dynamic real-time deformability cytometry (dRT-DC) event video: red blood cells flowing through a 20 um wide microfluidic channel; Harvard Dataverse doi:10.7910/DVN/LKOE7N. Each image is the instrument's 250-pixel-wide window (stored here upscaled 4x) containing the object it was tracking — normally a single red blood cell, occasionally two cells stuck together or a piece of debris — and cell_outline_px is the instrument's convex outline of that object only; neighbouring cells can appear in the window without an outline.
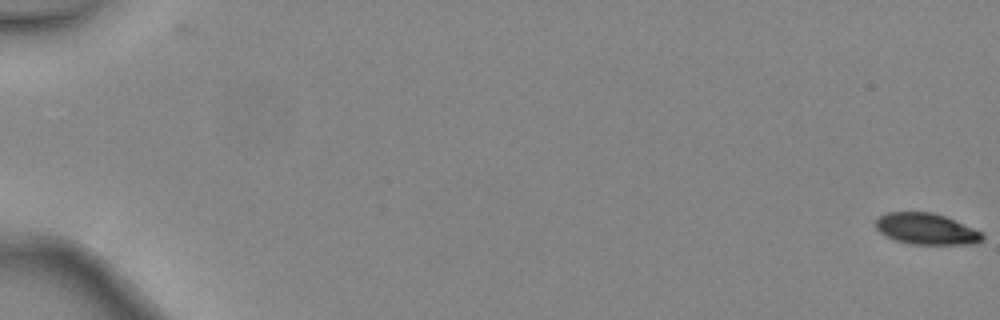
{"species": "common noctule bat (a hibernating species)", "species_latin": "Nyctalus noctula", "temperature_condition": "warm", "stored_images_in_passage": 49, "camera_frame_rate_fps": 3000, "um_per_image_px": 0.085, "animal": {"sex": "female", "body_mass_g": 24.6, "forearm_length_mm": 56.2}, "frame": {"image": 1, "passage_image": 1, "time_ms": 0.0, "image_size_px": [1000, 320], "cell_outline_px": [[984, 240], [976, 244], [912, 244], [896, 240], [880, 232], [876, 228], [876, 220], [880, 216], [888, 212], [932, 212], [944, 216], [984, 232]], "centroid_in_image_um": [78.79, 19.46], "position_along_channel_um": 6.2, "area_um2": 19.36}}
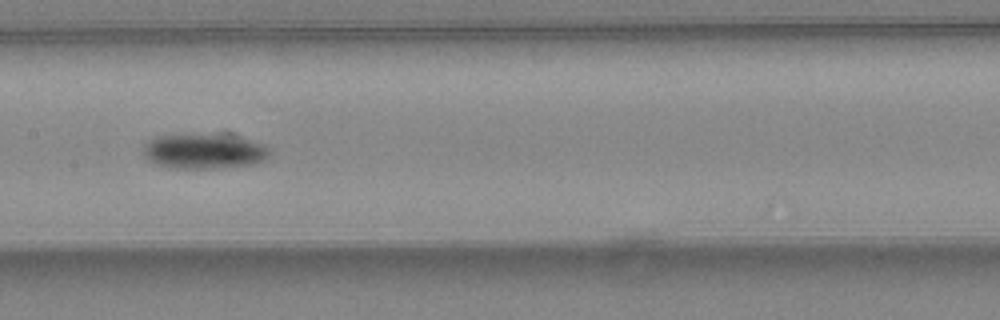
{"frame": {"image": 2, "passage_image": 27, "time_ms": 8.667, "image_size_px": [1000, 320], "cell_outline_px": [[268, 156], [264, 160], [252, 164], [228, 168], [172, 168], [156, 164], [148, 160], [144, 156], [144, 144], [148, 140], [156, 136], [228, 132], [264, 144], [268, 148]], "centroid_in_image_um": [17.37, 12.82], "position_along_channel_um": 190.0, "area_um2": 26.59}}
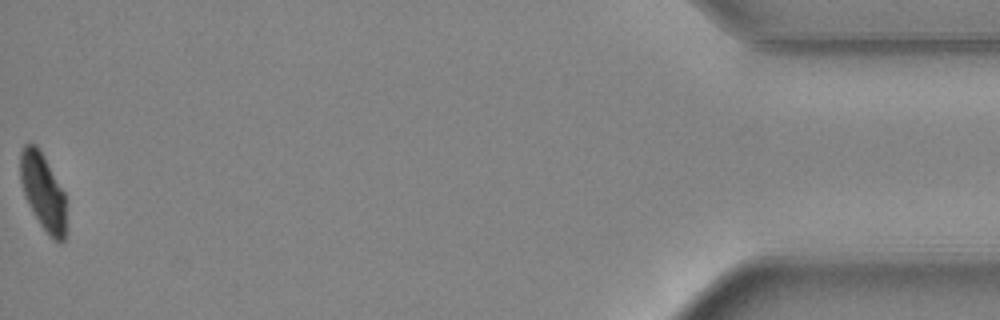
{"frame": {"image": 3, "passage_image": 49, "time_ms": 16.0, "image_size_px": [1000, 320], "cell_outline_px": [[64, 240], [60, 244], [40, 224], [24, 196], [20, 180], [20, 152], [24, 144], [36, 144], [44, 156], [64, 192]], "centroid_in_image_um": [3.61, 16.23], "position_along_channel_um": 431.6, "area_um2": 19.94}, "authors_computed_cell_mechanics": {"area_um2": 22.7732, "velocity_mm_per_s": 4.4669, "shape_relaxation_time_tau1_ms": 2.2881, "shape_relaxation_time_tau2_ms": null, "deformation_change_tau1": 0.1198, "deformation_change_tau2": null}}